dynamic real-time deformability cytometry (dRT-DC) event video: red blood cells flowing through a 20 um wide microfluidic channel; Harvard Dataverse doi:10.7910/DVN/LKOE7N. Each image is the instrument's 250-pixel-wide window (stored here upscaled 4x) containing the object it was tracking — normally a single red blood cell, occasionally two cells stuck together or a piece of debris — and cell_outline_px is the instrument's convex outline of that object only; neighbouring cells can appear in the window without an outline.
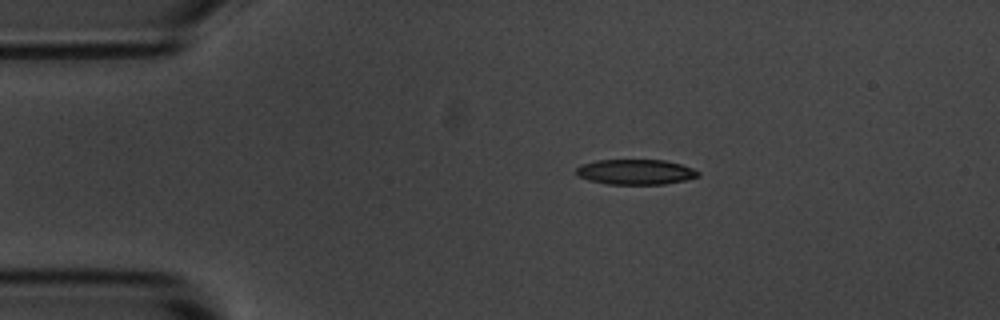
{"species": "common noctule bat (a hibernating species)", "species_latin": "Nyctalus noctula", "temperature_condition": "room temperature", "stored_images_in_passage": 41, "camera_frame_rate_fps": 3000, "um_per_image_px": 0.085, "animal": {"sex": "male", "body_mass_g": 20.1, "forearm_length_mm": 53.5}, "frame": {"image": 1, "passage_image": 4, "time_ms": 1.0, "image_size_px": [1000, 320], "cell_outline_px": [[700, 176], [684, 180], [664, 184], [608, 184], [588, 180], [576, 176], [576, 168], [580, 164], [596, 160], [664, 160], [680, 164], [692, 168], [700, 172]], "centroid_in_image_um": [53.98, 14.61], "position_along_channel_um": 31.0, "area_um2": 17.98}}
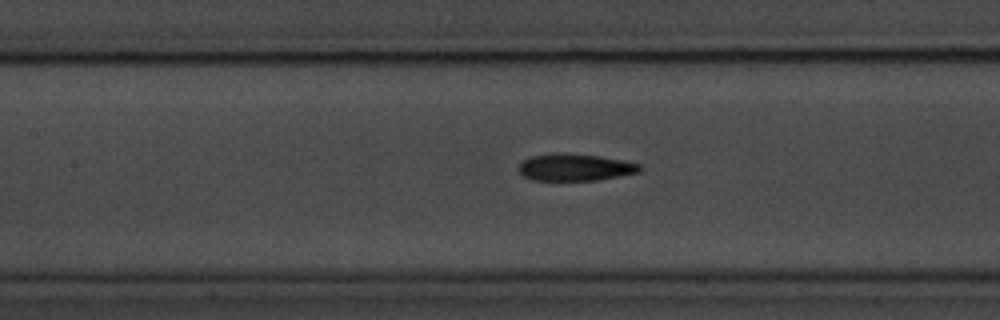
{"frame": {"image": 2, "passage_image": 18, "time_ms": 5.667, "image_size_px": [1000, 320], "cell_outline_px": [[640, 172], [596, 180], [532, 180], [524, 176], [520, 172], [520, 164], [524, 160], [532, 156], [552, 152], [560, 152], [600, 156], [640, 164]], "centroid_in_image_um": [48.86, 14.21], "position_along_channel_um": 158.5, "area_um2": 18.9}}
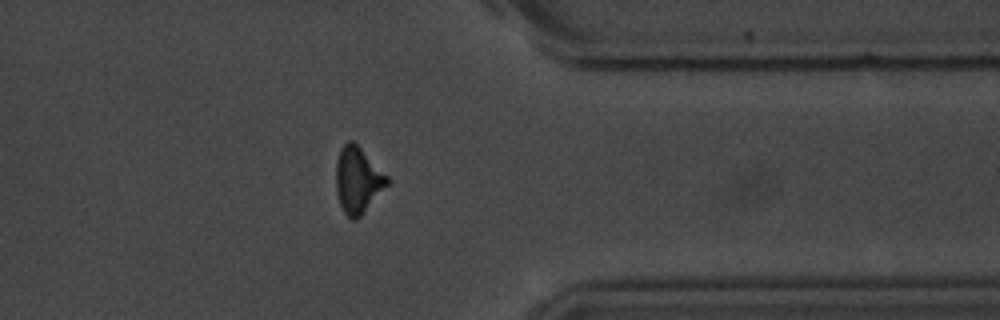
{"frame": {"image": 3, "passage_image": 37, "time_ms": 12.0, "image_size_px": [1000, 320], "cell_outline_px": [[392, 180], [360, 216], [356, 220], [352, 220], [344, 212], [340, 204], [336, 192], [336, 160], [340, 148], [348, 140], [352, 140]], "centroid_in_image_um": [30.4, 15.3], "position_along_channel_um": 381.0, "area_um2": 19.59}, "authors_computed_cell_mechanics": {"area_um2": 19.2474, "velocity_mm_per_s": 3.6802, "shape_relaxation_time_tau1_ms": 3.2414, "shape_relaxation_time_tau2_ms": 2.4599, "deformation_change_tau1": 0.1486, "deformation_change_tau2": 0.0996}}